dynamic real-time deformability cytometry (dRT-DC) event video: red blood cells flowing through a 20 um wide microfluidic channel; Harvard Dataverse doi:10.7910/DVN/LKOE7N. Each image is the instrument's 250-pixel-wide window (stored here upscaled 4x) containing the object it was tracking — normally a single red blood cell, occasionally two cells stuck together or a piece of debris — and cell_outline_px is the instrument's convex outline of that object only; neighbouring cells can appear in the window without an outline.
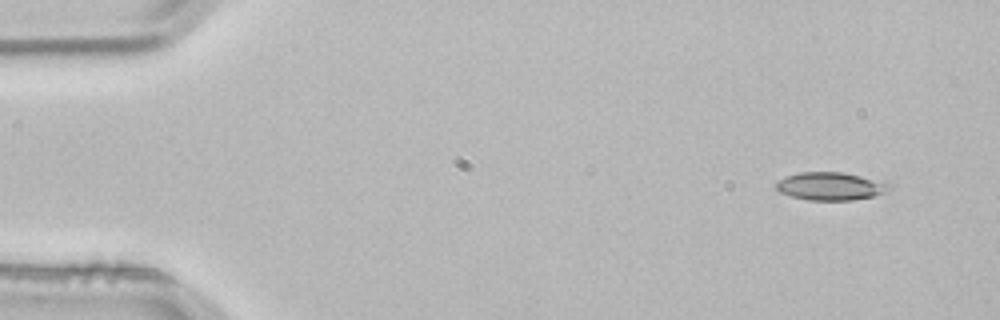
{"species": "common noctule bat (a hibernating species)", "species_latin": "Nyctalus noctula", "temperature_condition": "room temperature", "stored_images_in_passage": 4, "segment_of_instrument_passage": [1, 2], "camera_frame_rate_fps": 3000, "um_per_image_px": 0.085, "animal": {"sex": "male", "body_mass_g": 21.5, "forearm_length_mm": 52.0}, "frame": {"image": 1, "passage_image": 1, "time_ms": 0.0, "image_size_px": [1000, 320], "cell_outline_px": [[892, 188], [872, 196], [852, 200], [808, 200], [792, 196], [780, 192], [776, 188], [776, 180], [784, 176], [800, 172], [844, 172], [892, 184]], "centroid_in_image_um": [70.54, 15.82], "position_along_channel_um": 14.5, "area_um2": 18.32}}
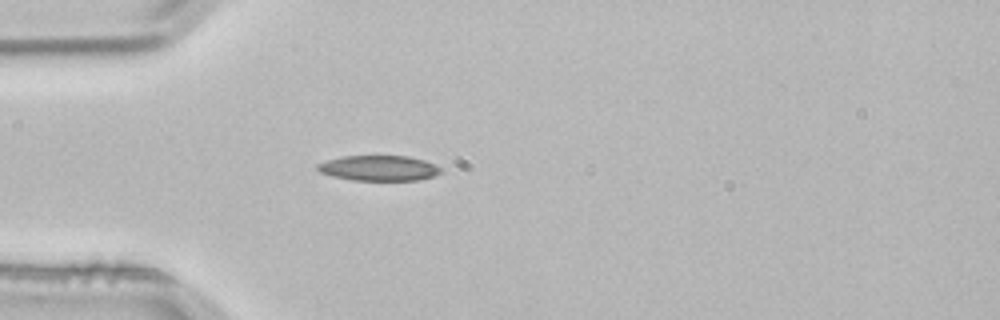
{"frame": {"image": 2, "passage_image": 3, "time_ms": 0.667, "image_size_px": [1000, 320], "cell_outline_px": [[444, 172], [420, 180], [352, 180], [332, 176], [320, 172], [316, 168], [316, 164], [340, 156], [408, 156], [424, 160], [444, 168]], "centroid_in_image_um": [32.23, 14.29], "position_along_channel_um": 52.8, "area_um2": 18.32}}